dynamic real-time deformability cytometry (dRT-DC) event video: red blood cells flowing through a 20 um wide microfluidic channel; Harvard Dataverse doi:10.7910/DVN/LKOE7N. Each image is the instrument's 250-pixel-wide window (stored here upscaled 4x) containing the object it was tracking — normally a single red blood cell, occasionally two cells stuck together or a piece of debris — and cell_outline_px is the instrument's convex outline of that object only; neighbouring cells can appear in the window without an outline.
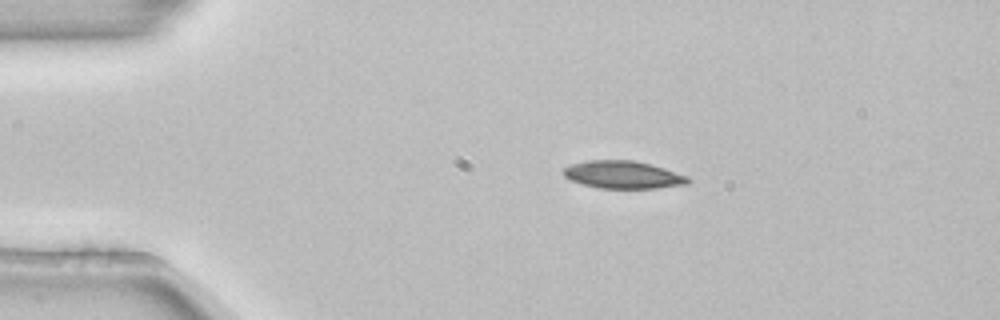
{"species": "common noctule bat (a hibernating species)", "species_latin": "Nyctalus noctula", "temperature_condition": "room temperature", "stored_images_in_passage": 2, "camera_frame_rate_fps": 3000, "um_per_image_px": 0.085, "animal": {"sex": "female", "body_mass_g": 22.7, "forearm_length_mm": 54.2}, "frame": {"image": 1, "passage_image": 1, "time_ms": 0.0, "image_size_px": [1000, 320], "cell_outline_px": [[692, 180], [688, 184], [656, 188], [600, 188], [580, 184], [568, 180], [564, 176], [564, 168], [572, 164], [584, 160], [632, 160], [664, 168], [688, 176]], "centroid_in_image_um": [52.94, 14.86], "position_along_channel_um": 32.1, "area_um2": 20.11}}